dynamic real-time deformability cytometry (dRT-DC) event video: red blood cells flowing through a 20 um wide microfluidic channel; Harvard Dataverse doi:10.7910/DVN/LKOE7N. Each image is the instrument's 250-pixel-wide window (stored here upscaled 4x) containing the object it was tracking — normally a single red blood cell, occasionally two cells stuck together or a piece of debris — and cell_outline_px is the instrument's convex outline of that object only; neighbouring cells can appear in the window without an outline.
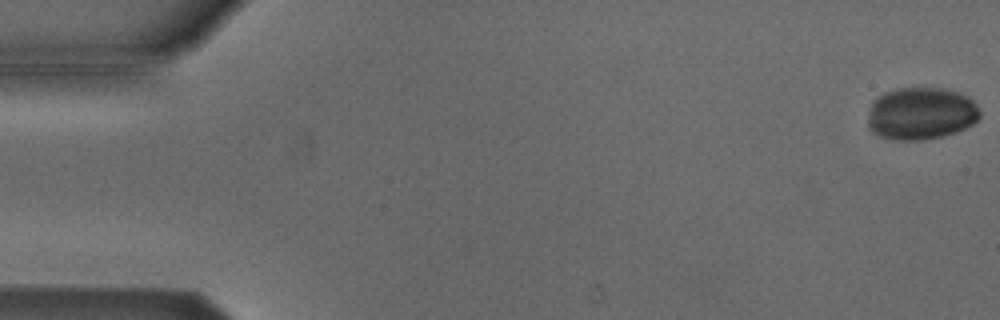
{"species": "Egyptian fruit bat (a non-hibernating species)", "species_latin": "Rousettus aegyptiacus", "temperature_condition": "cold", "stored_images_in_passage": 54, "camera_frame_rate_fps": 3000, "um_per_image_px": 0.085, "animal": {"sex": "male"}, "frame": {"image": 1, "passage_image": 1, "time_ms": 0.0, "image_size_px": [1000, 320], "cell_outline_px": [[980, 116], [972, 124], [956, 132], [944, 136], [920, 140], [896, 140], [880, 136], [872, 132], [868, 128], [868, 120], [872, 104], [884, 92], [900, 88], [940, 88], [956, 92], [968, 96], [976, 104], [980, 112]], "centroid_in_image_um": [78.29, 9.66], "position_along_channel_um": 6.7, "area_um2": 33.99}}
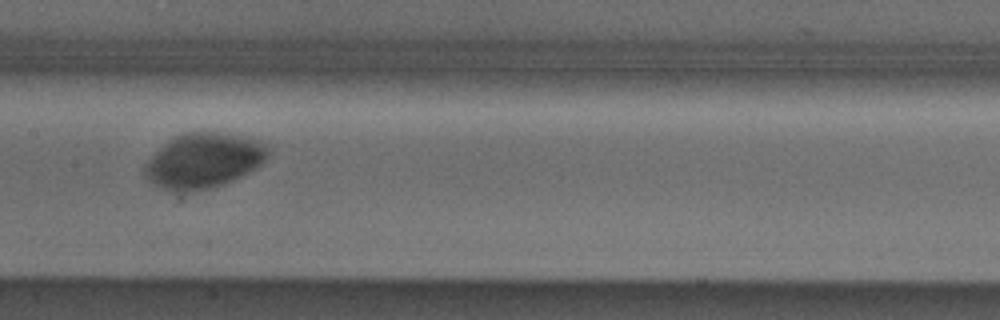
{"frame": {"image": 2, "passage_image": 27, "time_ms": 8.667, "image_size_px": [1000, 320], "cell_outline_px": [[272, 152], [256, 168], [232, 180], [208, 188], [192, 192], [168, 192], [152, 184], [144, 176], [144, 164], [168, 140], [184, 132], [216, 132], [240, 136], [256, 140], [264, 144]], "centroid_in_image_um": [17.26, 13.67], "position_along_channel_um": 190.1, "area_um2": 39.42}}
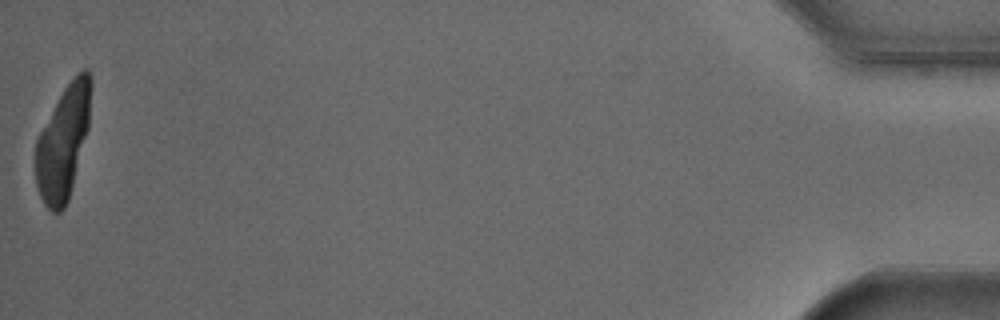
{"frame": {"image": 3, "passage_image": 54, "time_ms": 17.667, "image_size_px": [1000, 320], "cell_outline_px": [[92, 84], [88, 128], [68, 200], [64, 208], [60, 212], [52, 212], [44, 204], [40, 196], [36, 184], [36, 140], [40, 132], [64, 88], [84, 68], [88, 68], [92, 76]], "centroid_in_image_um": [5.38, 12.09], "position_along_channel_um": 429.8, "area_um2": 35.95}}